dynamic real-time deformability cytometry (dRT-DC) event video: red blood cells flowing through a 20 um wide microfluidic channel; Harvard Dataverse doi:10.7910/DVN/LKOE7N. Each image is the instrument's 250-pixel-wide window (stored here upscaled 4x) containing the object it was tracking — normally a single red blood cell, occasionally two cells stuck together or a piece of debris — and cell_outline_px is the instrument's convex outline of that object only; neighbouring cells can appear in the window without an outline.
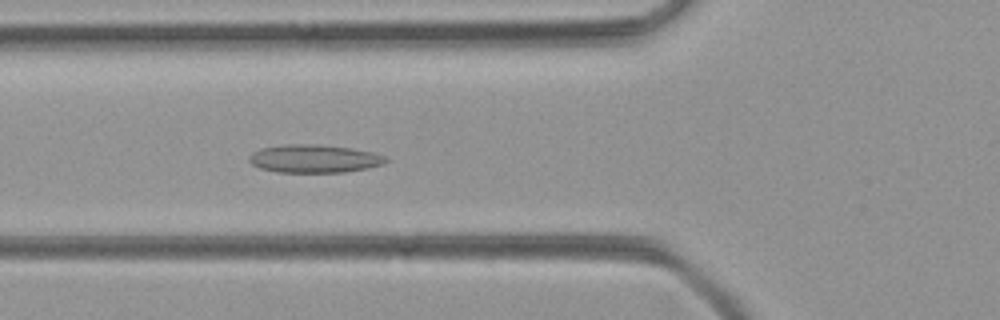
{"species": "common noctule bat (a hibernating species)", "species_latin": "Nyctalus noctula", "temperature_condition": "room temperature", "stored_images_in_passage": 51, "camera_frame_rate_fps": 3000, "um_per_image_px": 0.085, "animal": {"sex": "female", "body_mass_g": 21.9}, "frame": {"image": 1, "passage_image": 19, "time_ms": 6.0, "image_size_px": [1000, 320], "cell_outline_px": [[388, 160], [384, 164], [368, 168], [344, 172], [276, 172], [260, 168], [252, 164], [248, 160], [248, 156], [252, 152], [260, 148], [284, 144], [316, 144], [352, 148], [372, 152], [384, 156]], "centroid_in_image_um": [26.68, 13.48], "position_along_channel_um": 99.1, "area_um2": 22.48}}
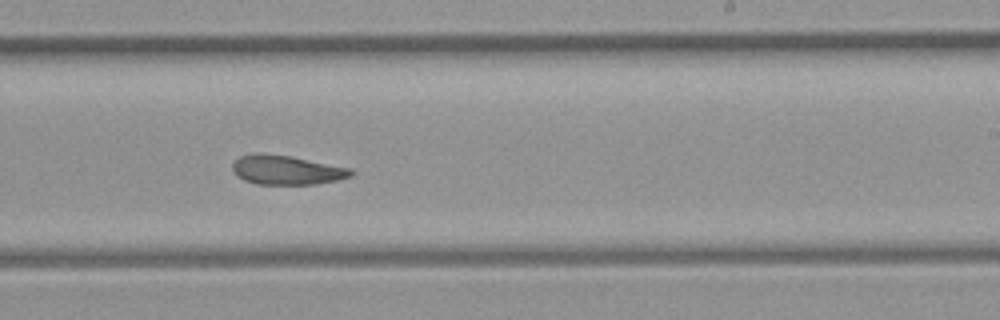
{"frame": {"image": 2, "passage_image": 31, "time_ms": 10.0, "image_size_px": [1000, 320], "cell_outline_px": [[356, 172], [352, 176], [336, 180], [316, 184], [256, 184], [244, 180], [236, 176], [232, 168], [232, 164], [240, 156], [256, 152], [288, 156], [352, 168]], "centroid_in_image_um": [24.36, 14.45], "position_along_channel_um": 264.6, "area_um2": 20.23}}
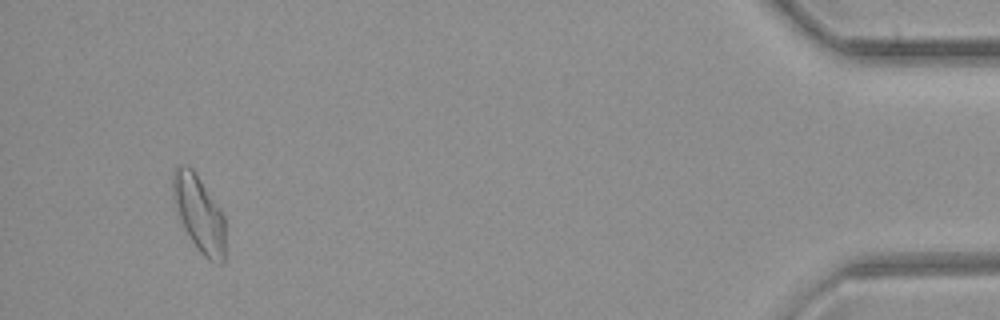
{"frame": {"image": 3, "passage_image": 48, "time_ms": 15.667, "image_size_px": [1000, 320], "cell_outline_px": [[224, 264], [216, 264], [208, 260], [196, 248], [180, 224], [176, 208], [172, 188], [172, 176], [176, 168], [180, 164], [188, 164], [192, 168], [220, 208], [224, 216]], "centroid_in_image_um": [16.91, 18.18], "position_along_channel_um": 418.3, "area_um2": 23.47}}